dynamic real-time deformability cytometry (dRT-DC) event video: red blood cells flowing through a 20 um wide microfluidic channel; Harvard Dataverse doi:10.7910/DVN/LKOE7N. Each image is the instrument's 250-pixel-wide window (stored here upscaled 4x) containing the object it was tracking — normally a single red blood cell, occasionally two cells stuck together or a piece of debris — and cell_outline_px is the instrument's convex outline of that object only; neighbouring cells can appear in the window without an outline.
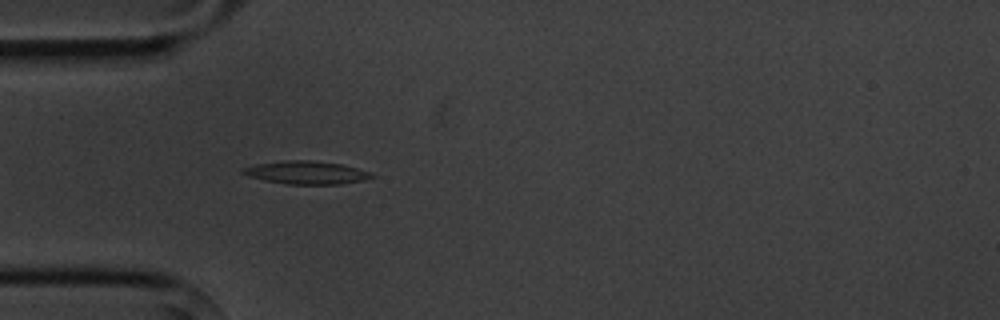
{"species": "common noctule bat (a hibernating species)", "species_latin": "Nyctalus noctula", "temperature_condition": "cold", "stored_images_in_passage": 3, "camera_frame_rate_fps": 3000, "um_per_image_px": 0.085, "animal": {"sex": "male", "body_mass_g": 20.1, "forearm_length_mm": 53.5}, "frame": {"image": 1, "passage_image": 3, "time_ms": 2.333, "image_size_px": [1000, 320], "cell_outline_px": [[376, 176], [364, 180], [340, 184], [288, 184], [264, 180], [248, 176], [240, 172], [244, 168], [256, 164], [288, 160], [308, 160], [340, 164], [372, 172]], "centroid_in_image_um": [26.06, 14.67], "position_along_channel_um": 58.9, "area_um2": 17.11}}